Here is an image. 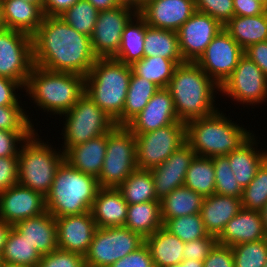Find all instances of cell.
Segmentation results:
<instances>
[{"label":"cell","instance_id":"obj_1","mask_svg":"<svg viewBox=\"0 0 267 267\" xmlns=\"http://www.w3.org/2000/svg\"><path fill=\"white\" fill-rule=\"evenodd\" d=\"M32 41L34 65L49 71L86 76L97 59L90 37L59 16H44Z\"/></svg>","mask_w":267,"mask_h":267},{"label":"cell","instance_id":"obj_2","mask_svg":"<svg viewBox=\"0 0 267 267\" xmlns=\"http://www.w3.org/2000/svg\"><path fill=\"white\" fill-rule=\"evenodd\" d=\"M166 89L172 95L179 121L184 123L219 109L214 99L220 87L195 62L178 64Z\"/></svg>","mask_w":267,"mask_h":267},{"label":"cell","instance_id":"obj_3","mask_svg":"<svg viewBox=\"0 0 267 267\" xmlns=\"http://www.w3.org/2000/svg\"><path fill=\"white\" fill-rule=\"evenodd\" d=\"M225 115L218 109L209 116L186 123V142L196 156L212 158L229 155L254 135L247 127L244 128V125L235 123Z\"/></svg>","mask_w":267,"mask_h":267},{"label":"cell","instance_id":"obj_4","mask_svg":"<svg viewBox=\"0 0 267 267\" xmlns=\"http://www.w3.org/2000/svg\"><path fill=\"white\" fill-rule=\"evenodd\" d=\"M23 90L39 110L60 116L85 94V76L53 72L34 65Z\"/></svg>","mask_w":267,"mask_h":267},{"label":"cell","instance_id":"obj_5","mask_svg":"<svg viewBox=\"0 0 267 267\" xmlns=\"http://www.w3.org/2000/svg\"><path fill=\"white\" fill-rule=\"evenodd\" d=\"M131 65L114 58H97L85 76V94L101 108L116 125H122Z\"/></svg>","mask_w":267,"mask_h":267},{"label":"cell","instance_id":"obj_6","mask_svg":"<svg viewBox=\"0 0 267 267\" xmlns=\"http://www.w3.org/2000/svg\"><path fill=\"white\" fill-rule=\"evenodd\" d=\"M100 188L97 177L78 171L64 160L45 196L46 209L55 218L86 213Z\"/></svg>","mask_w":267,"mask_h":267},{"label":"cell","instance_id":"obj_7","mask_svg":"<svg viewBox=\"0 0 267 267\" xmlns=\"http://www.w3.org/2000/svg\"><path fill=\"white\" fill-rule=\"evenodd\" d=\"M36 130L22 143L18 152V183L44 197L50 191L64 152L42 141ZM50 143V144H48Z\"/></svg>","mask_w":267,"mask_h":267},{"label":"cell","instance_id":"obj_8","mask_svg":"<svg viewBox=\"0 0 267 267\" xmlns=\"http://www.w3.org/2000/svg\"><path fill=\"white\" fill-rule=\"evenodd\" d=\"M136 139L126 125H115L107 133L106 155L98 178L101 188H118L135 170Z\"/></svg>","mask_w":267,"mask_h":267},{"label":"cell","instance_id":"obj_9","mask_svg":"<svg viewBox=\"0 0 267 267\" xmlns=\"http://www.w3.org/2000/svg\"><path fill=\"white\" fill-rule=\"evenodd\" d=\"M64 125L60 135L64 140L61 150L85 143L91 138L108 133L116 124L86 94L67 112L60 115Z\"/></svg>","mask_w":267,"mask_h":267},{"label":"cell","instance_id":"obj_10","mask_svg":"<svg viewBox=\"0 0 267 267\" xmlns=\"http://www.w3.org/2000/svg\"><path fill=\"white\" fill-rule=\"evenodd\" d=\"M144 243L145 239L140 234L127 227H97L84 256L85 267H110Z\"/></svg>","mask_w":267,"mask_h":267},{"label":"cell","instance_id":"obj_11","mask_svg":"<svg viewBox=\"0 0 267 267\" xmlns=\"http://www.w3.org/2000/svg\"><path fill=\"white\" fill-rule=\"evenodd\" d=\"M138 169L151 170L167 160L186 142V123L177 121L157 130L135 135Z\"/></svg>","mask_w":267,"mask_h":267},{"label":"cell","instance_id":"obj_12","mask_svg":"<svg viewBox=\"0 0 267 267\" xmlns=\"http://www.w3.org/2000/svg\"><path fill=\"white\" fill-rule=\"evenodd\" d=\"M34 66L32 36L18 30L0 31V76L18 82L23 88Z\"/></svg>","mask_w":267,"mask_h":267},{"label":"cell","instance_id":"obj_13","mask_svg":"<svg viewBox=\"0 0 267 267\" xmlns=\"http://www.w3.org/2000/svg\"><path fill=\"white\" fill-rule=\"evenodd\" d=\"M219 92L239 105L263 104L267 100V78L252 60L243 55Z\"/></svg>","mask_w":267,"mask_h":267},{"label":"cell","instance_id":"obj_14","mask_svg":"<svg viewBox=\"0 0 267 267\" xmlns=\"http://www.w3.org/2000/svg\"><path fill=\"white\" fill-rule=\"evenodd\" d=\"M243 55L244 50L223 28L195 63L220 87Z\"/></svg>","mask_w":267,"mask_h":267},{"label":"cell","instance_id":"obj_15","mask_svg":"<svg viewBox=\"0 0 267 267\" xmlns=\"http://www.w3.org/2000/svg\"><path fill=\"white\" fill-rule=\"evenodd\" d=\"M136 14L132 9L121 6L99 12L90 37L97 58H113L118 53L124 28Z\"/></svg>","mask_w":267,"mask_h":267},{"label":"cell","instance_id":"obj_16","mask_svg":"<svg viewBox=\"0 0 267 267\" xmlns=\"http://www.w3.org/2000/svg\"><path fill=\"white\" fill-rule=\"evenodd\" d=\"M224 27L206 13L195 11L177 31L184 62H196Z\"/></svg>","mask_w":267,"mask_h":267},{"label":"cell","instance_id":"obj_17","mask_svg":"<svg viewBox=\"0 0 267 267\" xmlns=\"http://www.w3.org/2000/svg\"><path fill=\"white\" fill-rule=\"evenodd\" d=\"M46 211L45 197L19 183L0 192V220L6 223L14 225Z\"/></svg>","mask_w":267,"mask_h":267},{"label":"cell","instance_id":"obj_18","mask_svg":"<svg viewBox=\"0 0 267 267\" xmlns=\"http://www.w3.org/2000/svg\"><path fill=\"white\" fill-rule=\"evenodd\" d=\"M195 156V151L185 142L165 162L150 170L159 201L174 189L184 186L187 170Z\"/></svg>","mask_w":267,"mask_h":267},{"label":"cell","instance_id":"obj_19","mask_svg":"<svg viewBox=\"0 0 267 267\" xmlns=\"http://www.w3.org/2000/svg\"><path fill=\"white\" fill-rule=\"evenodd\" d=\"M55 219L58 249L85 256L97 229L91 212Z\"/></svg>","mask_w":267,"mask_h":267},{"label":"cell","instance_id":"obj_20","mask_svg":"<svg viewBox=\"0 0 267 267\" xmlns=\"http://www.w3.org/2000/svg\"><path fill=\"white\" fill-rule=\"evenodd\" d=\"M195 11L194 0H154L139 15L148 26L177 32Z\"/></svg>","mask_w":267,"mask_h":267},{"label":"cell","instance_id":"obj_21","mask_svg":"<svg viewBox=\"0 0 267 267\" xmlns=\"http://www.w3.org/2000/svg\"><path fill=\"white\" fill-rule=\"evenodd\" d=\"M179 121L172 95L166 88L159 89L146 107L126 126L134 135L143 134Z\"/></svg>","mask_w":267,"mask_h":267},{"label":"cell","instance_id":"obj_22","mask_svg":"<svg viewBox=\"0 0 267 267\" xmlns=\"http://www.w3.org/2000/svg\"><path fill=\"white\" fill-rule=\"evenodd\" d=\"M216 239L217 243L230 247L266 239L260 212L241 208Z\"/></svg>","mask_w":267,"mask_h":267},{"label":"cell","instance_id":"obj_23","mask_svg":"<svg viewBox=\"0 0 267 267\" xmlns=\"http://www.w3.org/2000/svg\"><path fill=\"white\" fill-rule=\"evenodd\" d=\"M13 228L23 234L41 256L58 249L56 219L48 211L39 216L18 221Z\"/></svg>","mask_w":267,"mask_h":267},{"label":"cell","instance_id":"obj_24","mask_svg":"<svg viewBox=\"0 0 267 267\" xmlns=\"http://www.w3.org/2000/svg\"><path fill=\"white\" fill-rule=\"evenodd\" d=\"M128 204L117 188H100L91 207L98 228L124 226Z\"/></svg>","mask_w":267,"mask_h":267},{"label":"cell","instance_id":"obj_25","mask_svg":"<svg viewBox=\"0 0 267 267\" xmlns=\"http://www.w3.org/2000/svg\"><path fill=\"white\" fill-rule=\"evenodd\" d=\"M241 208V198L216 193L204 197L200 215L207 233L217 238Z\"/></svg>","mask_w":267,"mask_h":267},{"label":"cell","instance_id":"obj_26","mask_svg":"<svg viewBox=\"0 0 267 267\" xmlns=\"http://www.w3.org/2000/svg\"><path fill=\"white\" fill-rule=\"evenodd\" d=\"M107 133L75 145L64 152V160L83 173L98 177L106 155Z\"/></svg>","mask_w":267,"mask_h":267},{"label":"cell","instance_id":"obj_27","mask_svg":"<svg viewBox=\"0 0 267 267\" xmlns=\"http://www.w3.org/2000/svg\"><path fill=\"white\" fill-rule=\"evenodd\" d=\"M6 28L33 35L41 25L44 13L42 2L0 0Z\"/></svg>","mask_w":267,"mask_h":267},{"label":"cell","instance_id":"obj_28","mask_svg":"<svg viewBox=\"0 0 267 267\" xmlns=\"http://www.w3.org/2000/svg\"><path fill=\"white\" fill-rule=\"evenodd\" d=\"M254 134L238 150L232 151L229 155V165L234 173L236 181L245 188L255 177L257 170L267 159V150L258 148L259 140ZM259 149V150H258Z\"/></svg>","mask_w":267,"mask_h":267},{"label":"cell","instance_id":"obj_29","mask_svg":"<svg viewBox=\"0 0 267 267\" xmlns=\"http://www.w3.org/2000/svg\"><path fill=\"white\" fill-rule=\"evenodd\" d=\"M155 267H168L180 264L183 259L184 242L163 226L145 238Z\"/></svg>","mask_w":267,"mask_h":267},{"label":"cell","instance_id":"obj_30","mask_svg":"<svg viewBox=\"0 0 267 267\" xmlns=\"http://www.w3.org/2000/svg\"><path fill=\"white\" fill-rule=\"evenodd\" d=\"M230 36L245 50L267 41V10L257 16H233L224 26Z\"/></svg>","mask_w":267,"mask_h":267},{"label":"cell","instance_id":"obj_31","mask_svg":"<svg viewBox=\"0 0 267 267\" xmlns=\"http://www.w3.org/2000/svg\"><path fill=\"white\" fill-rule=\"evenodd\" d=\"M162 226L159 200L128 205L124 227L140 234L145 239Z\"/></svg>","mask_w":267,"mask_h":267},{"label":"cell","instance_id":"obj_32","mask_svg":"<svg viewBox=\"0 0 267 267\" xmlns=\"http://www.w3.org/2000/svg\"><path fill=\"white\" fill-rule=\"evenodd\" d=\"M144 57H163L174 60L177 64L184 63L178 33L147 26L144 36Z\"/></svg>","mask_w":267,"mask_h":267},{"label":"cell","instance_id":"obj_33","mask_svg":"<svg viewBox=\"0 0 267 267\" xmlns=\"http://www.w3.org/2000/svg\"><path fill=\"white\" fill-rule=\"evenodd\" d=\"M145 20L136 14L125 26L121 36V45L114 59L132 65L144 57V36L146 33Z\"/></svg>","mask_w":267,"mask_h":267},{"label":"cell","instance_id":"obj_34","mask_svg":"<svg viewBox=\"0 0 267 267\" xmlns=\"http://www.w3.org/2000/svg\"><path fill=\"white\" fill-rule=\"evenodd\" d=\"M204 197L186 186L178 187L160 200L161 219L200 213Z\"/></svg>","mask_w":267,"mask_h":267},{"label":"cell","instance_id":"obj_35","mask_svg":"<svg viewBox=\"0 0 267 267\" xmlns=\"http://www.w3.org/2000/svg\"><path fill=\"white\" fill-rule=\"evenodd\" d=\"M159 89L161 88L153 82L139 77L132 72L122 112V125H127L134 119L146 107L152 96Z\"/></svg>","mask_w":267,"mask_h":267},{"label":"cell","instance_id":"obj_36","mask_svg":"<svg viewBox=\"0 0 267 267\" xmlns=\"http://www.w3.org/2000/svg\"><path fill=\"white\" fill-rule=\"evenodd\" d=\"M0 259L4 263L37 267L41 260V254L35 249L34 245L24 238L23 234L12 227Z\"/></svg>","mask_w":267,"mask_h":267},{"label":"cell","instance_id":"obj_37","mask_svg":"<svg viewBox=\"0 0 267 267\" xmlns=\"http://www.w3.org/2000/svg\"><path fill=\"white\" fill-rule=\"evenodd\" d=\"M117 189L128 205L158 200L150 170L133 171Z\"/></svg>","mask_w":267,"mask_h":267},{"label":"cell","instance_id":"obj_38","mask_svg":"<svg viewBox=\"0 0 267 267\" xmlns=\"http://www.w3.org/2000/svg\"><path fill=\"white\" fill-rule=\"evenodd\" d=\"M184 186L203 197L215 193V170L209 157L195 156L187 170Z\"/></svg>","mask_w":267,"mask_h":267},{"label":"cell","instance_id":"obj_39","mask_svg":"<svg viewBox=\"0 0 267 267\" xmlns=\"http://www.w3.org/2000/svg\"><path fill=\"white\" fill-rule=\"evenodd\" d=\"M178 64L163 57H143L131 65L132 72L160 88H167Z\"/></svg>","mask_w":267,"mask_h":267},{"label":"cell","instance_id":"obj_40","mask_svg":"<svg viewBox=\"0 0 267 267\" xmlns=\"http://www.w3.org/2000/svg\"><path fill=\"white\" fill-rule=\"evenodd\" d=\"M99 12L88 0H78L59 17L77 32L91 37Z\"/></svg>","mask_w":267,"mask_h":267},{"label":"cell","instance_id":"obj_41","mask_svg":"<svg viewBox=\"0 0 267 267\" xmlns=\"http://www.w3.org/2000/svg\"><path fill=\"white\" fill-rule=\"evenodd\" d=\"M163 227L184 243L208 237L200 213L171 219H162Z\"/></svg>","mask_w":267,"mask_h":267},{"label":"cell","instance_id":"obj_42","mask_svg":"<svg viewBox=\"0 0 267 267\" xmlns=\"http://www.w3.org/2000/svg\"><path fill=\"white\" fill-rule=\"evenodd\" d=\"M267 203V159L257 170L249 185L243 188L241 196L242 208L260 211Z\"/></svg>","mask_w":267,"mask_h":267},{"label":"cell","instance_id":"obj_43","mask_svg":"<svg viewBox=\"0 0 267 267\" xmlns=\"http://www.w3.org/2000/svg\"><path fill=\"white\" fill-rule=\"evenodd\" d=\"M215 170V193L230 197L241 198L243 188L236 181L229 165V158L224 156L212 157Z\"/></svg>","mask_w":267,"mask_h":267},{"label":"cell","instance_id":"obj_44","mask_svg":"<svg viewBox=\"0 0 267 267\" xmlns=\"http://www.w3.org/2000/svg\"><path fill=\"white\" fill-rule=\"evenodd\" d=\"M235 267H264L267 261V239L231 247Z\"/></svg>","mask_w":267,"mask_h":267},{"label":"cell","instance_id":"obj_45","mask_svg":"<svg viewBox=\"0 0 267 267\" xmlns=\"http://www.w3.org/2000/svg\"><path fill=\"white\" fill-rule=\"evenodd\" d=\"M22 106H0V130L35 131L32 119Z\"/></svg>","mask_w":267,"mask_h":267},{"label":"cell","instance_id":"obj_46","mask_svg":"<svg viewBox=\"0 0 267 267\" xmlns=\"http://www.w3.org/2000/svg\"><path fill=\"white\" fill-rule=\"evenodd\" d=\"M195 9L215 18L224 26L234 16L233 0H194Z\"/></svg>","mask_w":267,"mask_h":267},{"label":"cell","instance_id":"obj_47","mask_svg":"<svg viewBox=\"0 0 267 267\" xmlns=\"http://www.w3.org/2000/svg\"><path fill=\"white\" fill-rule=\"evenodd\" d=\"M37 267H85V260L80 254L56 249L42 255Z\"/></svg>","mask_w":267,"mask_h":267},{"label":"cell","instance_id":"obj_48","mask_svg":"<svg viewBox=\"0 0 267 267\" xmlns=\"http://www.w3.org/2000/svg\"><path fill=\"white\" fill-rule=\"evenodd\" d=\"M33 132L0 130V157L18 156L22 143Z\"/></svg>","mask_w":267,"mask_h":267},{"label":"cell","instance_id":"obj_49","mask_svg":"<svg viewBox=\"0 0 267 267\" xmlns=\"http://www.w3.org/2000/svg\"><path fill=\"white\" fill-rule=\"evenodd\" d=\"M216 243L217 239L212 235L186 242L183 248V259L204 261Z\"/></svg>","mask_w":267,"mask_h":267},{"label":"cell","instance_id":"obj_50","mask_svg":"<svg viewBox=\"0 0 267 267\" xmlns=\"http://www.w3.org/2000/svg\"><path fill=\"white\" fill-rule=\"evenodd\" d=\"M18 156L0 157V192L18 184Z\"/></svg>","mask_w":267,"mask_h":267},{"label":"cell","instance_id":"obj_51","mask_svg":"<svg viewBox=\"0 0 267 267\" xmlns=\"http://www.w3.org/2000/svg\"><path fill=\"white\" fill-rule=\"evenodd\" d=\"M203 267H235L232 248L216 243L203 261Z\"/></svg>","mask_w":267,"mask_h":267},{"label":"cell","instance_id":"obj_52","mask_svg":"<svg viewBox=\"0 0 267 267\" xmlns=\"http://www.w3.org/2000/svg\"><path fill=\"white\" fill-rule=\"evenodd\" d=\"M110 267H155L147 245L144 243L135 251L113 263Z\"/></svg>","mask_w":267,"mask_h":267},{"label":"cell","instance_id":"obj_53","mask_svg":"<svg viewBox=\"0 0 267 267\" xmlns=\"http://www.w3.org/2000/svg\"><path fill=\"white\" fill-rule=\"evenodd\" d=\"M20 89L22 90L24 88L18 82L0 76V106L24 105L19 100L20 95L16 93L18 90L21 91Z\"/></svg>","mask_w":267,"mask_h":267},{"label":"cell","instance_id":"obj_54","mask_svg":"<svg viewBox=\"0 0 267 267\" xmlns=\"http://www.w3.org/2000/svg\"><path fill=\"white\" fill-rule=\"evenodd\" d=\"M244 55L252 60L267 78V41L248 46L244 50Z\"/></svg>","mask_w":267,"mask_h":267},{"label":"cell","instance_id":"obj_55","mask_svg":"<svg viewBox=\"0 0 267 267\" xmlns=\"http://www.w3.org/2000/svg\"><path fill=\"white\" fill-rule=\"evenodd\" d=\"M235 16H257L267 9L255 0H233Z\"/></svg>","mask_w":267,"mask_h":267},{"label":"cell","instance_id":"obj_56","mask_svg":"<svg viewBox=\"0 0 267 267\" xmlns=\"http://www.w3.org/2000/svg\"><path fill=\"white\" fill-rule=\"evenodd\" d=\"M78 0H42L44 16H60Z\"/></svg>","mask_w":267,"mask_h":267},{"label":"cell","instance_id":"obj_57","mask_svg":"<svg viewBox=\"0 0 267 267\" xmlns=\"http://www.w3.org/2000/svg\"><path fill=\"white\" fill-rule=\"evenodd\" d=\"M12 227H13V225L6 223L3 220H0V255L2 253L4 246H5L8 234L11 231Z\"/></svg>","mask_w":267,"mask_h":267},{"label":"cell","instance_id":"obj_58","mask_svg":"<svg viewBox=\"0 0 267 267\" xmlns=\"http://www.w3.org/2000/svg\"><path fill=\"white\" fill-rule=\"evenodd\" d=\"M98 11L109 10L117 7L114 0H88Z\"/></svg>","mask_w":267,"mask_h":267},{"label":"cell","instance_id":"obj_59","mask_svg":"<svg viewBox=\"0 0 267 267\" xmlns=\"http://www.w3.org/2000/svg\"><path fill=\"white\" fill-rule=\"evenodd\" d=\"M117 6L127 7L139 14V0H114Z\"/></svg>","mask_w":267,"mask_h":267},{"label":"cell","instance_id":"obj_60","mask_svg":"<svg viewBox=\"0 0 267 267\" xmlns=\"http://www.w3.org/2000/svg\"><path fill=\"white\" fill-rule=\"evenodd\" d=\"M259 212H260L261 217H262L265 237L267 239V203L262 207V209Z\"/></svg>","mask_w":267,"mask_h":267},{"label":"cell","instance_id":"obj_61","mask_svg":"<svg viewBox=\"0 0 267 267\" xmlns=\"http://www.w3.org/2000/svg\"><path fill=\"white\" fill-rule=\"evenodd\" d=\"M184 267H203V261L187 259L183 260Z\"/></svg>","mask_w":267,"mask_h":267},{"label":"cell","instance_id":"obj_62","mask_svg":"<svg viewBox=\"0 0 267 267\" xmlns=\"http://www.w3.org/2000/svg\"><path fill=\"white\" fill-rule=\"evenodd\" d=\"M5 28H6V26H5L4 18H3L2 4L0 1V31L5 29Z\"/></svg>","mask_w":267,"mask_h":267},{"label":"cell","instance_id":"obj_63","mask_svg":"<svg viewBox=\"0 0 267 267\" xmlns=\"http://www.w3.org/2000/svg\"><path fill=\"white\" fill-rule=\"evenodd\" d=\"M0 267H30V266H25V265H18V264H10V263H0Z\"/></svg>","mask_w":267,"mask_h":267},{"label":"cell","instance_id":"obj_64","mask_svg":"<svg viewBox=\"0 0 267 267\" xmlns=\"http://www.w3.org/2000/svg\"><path fill=\"white\" fill-rule=\"evenodd\" d=\"M154 0H139V13L141 12L142 8L147 4Z\"/></svg>","mask_w":267,"mask_h":267},{"label":"cell","instance_id":"obj_65","mask_svg":"<svg viewBox=\"0 0 267 267\" xmlns=\"http://www.w3.org/2000/svg\"><path fill=\"white\" fill-rule=\"evenodd\" d=\"M255 1L259 2L260 4H262L267 9V0H255Z\"/></svg>","mask_w":267,"mask_h":267},{"label":"cell","instance_id":"obj_66","mask_svg":"<svg viewBox=\"0 0 267 267\" xmlns=\"http://www.w3.org/2000/svg\"><path fill=\"white\" fill-rule=\"evenodd\" d=\"M168 267H184V264L181 262L180 264H176V265H171Z\"/></svg>","mask_w":267,"mask_h":267},{"label":"cell","instance_id":"obj_67","mask_svg":"<svg viewBox=\"0 0 267 267\" xmlns=\"http://www.w3.org/2000/svg\"><path fill=\"white\" fill-rule=\"evenodd\" d=\"M24 1H27V2H42V0H24Z\"/></svg>","mask_w":267,"mask_h":267}]
</instances>
